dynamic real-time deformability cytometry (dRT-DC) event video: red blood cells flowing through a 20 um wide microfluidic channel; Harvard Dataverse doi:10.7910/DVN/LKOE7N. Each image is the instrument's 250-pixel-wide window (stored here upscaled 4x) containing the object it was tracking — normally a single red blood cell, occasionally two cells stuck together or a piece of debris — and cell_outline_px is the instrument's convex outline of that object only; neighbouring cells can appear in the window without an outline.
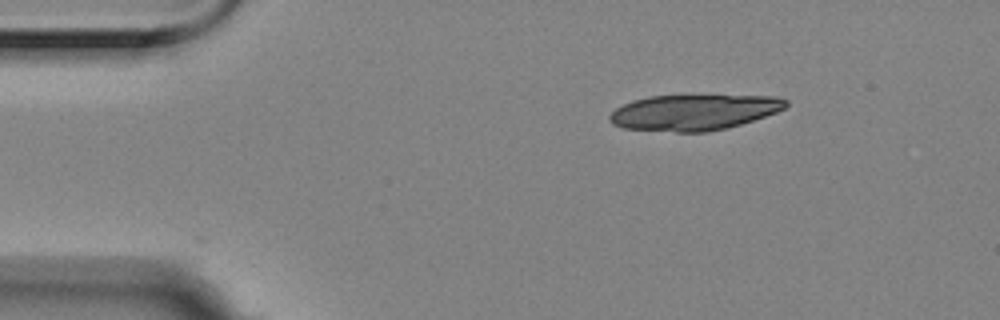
{"species": "Egyptian fruit bat (a non-hibernating species)", "species_latin": "Rousettus aegyptiacus", "temperature_condition": "room temperature", "stored_images_in_passage": 2, "camera_frame_rate_fps": 3000, "um_per_image_px": 0.085, "animal": {"sex": "female"}, "frame": {"image": 1, "passage_image": 1, "time_ms": 0.0, "image_size_px": [1000, 320], "cell_outline_px": [[788, 104], [784, 108], [776, 112], [728, 128], [708, 132], [676, 132], [624, 128], [612, 124], [608, 120], [608, 116], [616, 108], [632, 100], [648, 96], [776, 96], [788, 100]], "centroid_in_image_um": [58.94, 9.55], "position_along_channel_um": 26.1, "area_um2": 36.53}}